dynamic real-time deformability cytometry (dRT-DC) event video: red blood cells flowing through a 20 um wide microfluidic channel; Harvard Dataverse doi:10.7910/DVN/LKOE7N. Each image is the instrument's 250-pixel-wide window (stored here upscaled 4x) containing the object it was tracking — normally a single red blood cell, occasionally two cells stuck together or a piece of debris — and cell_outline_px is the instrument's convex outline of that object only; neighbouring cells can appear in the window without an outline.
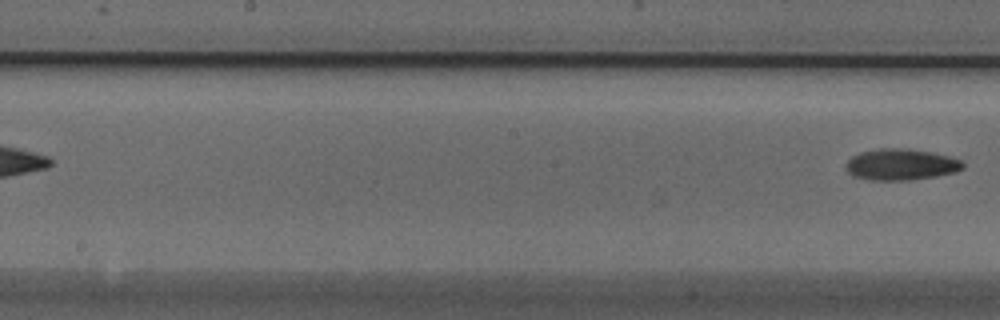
{"species": "Egyptian fruit bat (a non-hibernating species)", "species_latin": "Rousettus aegyptiacus", "temperature_condition": "cold", "stored_images_in_passage": 8, "segment_of_instrument_passage": [2, 2], "camera_frame_rate_fps": 3000, "um_per_image_px": 0.085, "animal": {"sex": "male"}, "frame": {"image": 1, "passage_image": 8, "time_ms": 2.333, "image_size_px": [1000, 320], "cell_outline_px": [[964, 168], [956, 172], [936, 176], [912, 180], [872, 180], [852, 176], [844, 168], [844, 164], [852, 156], [860, 152], [880, 148], [908, 148], [932, 152], [948, 156], [960, 160], [964, 164]], "centroid_in_image_um": [76.56, 13.98], "position_along_channel_um": 171.6, "area_um2": 21.56}}